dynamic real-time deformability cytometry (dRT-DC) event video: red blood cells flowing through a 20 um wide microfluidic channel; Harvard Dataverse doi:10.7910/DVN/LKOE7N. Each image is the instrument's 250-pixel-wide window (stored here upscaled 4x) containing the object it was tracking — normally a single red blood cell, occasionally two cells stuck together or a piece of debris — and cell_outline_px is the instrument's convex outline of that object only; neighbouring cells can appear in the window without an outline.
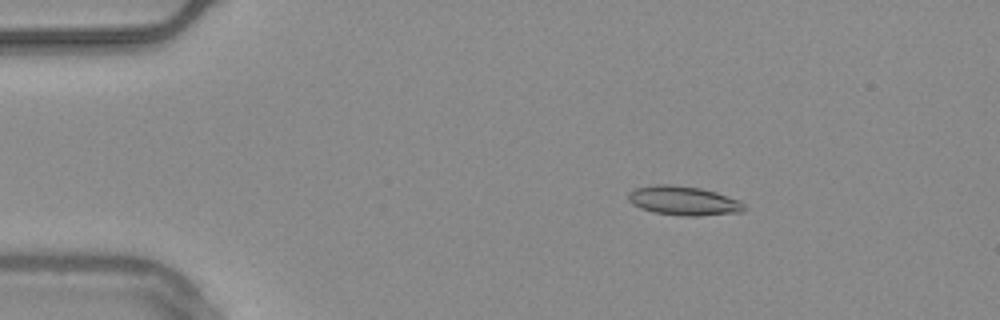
{"species": "common noctule bat (a hibernating species)", "species_latin": "Nyctalus noctula", "temperature_condition": "warm", "stored_images_in_passage": 46, "camera_frame_rate_fps": 3000, "um_per_image_px": 0.085, "animal": {"sex": "male", "body_mass_g": 20.4}, "frame": {"image": 1, "passage_image": 1, "time_ms": 0.0, "image_size_px": [1000, 320], "cell_outline_px": [[744, 212], [696, 216], [684, 216], [652, 212], [640, 208], [632, 204], [628, 200], [628, 192], [636, 188], [652, 184], [668, 184], [700, 188], [716, 192], [740, 200], [744, 204]], "centroid_in_image_um": [58.08, 17.06], "position_along_channel_um": 26.9, "area_um2": 19.83}}
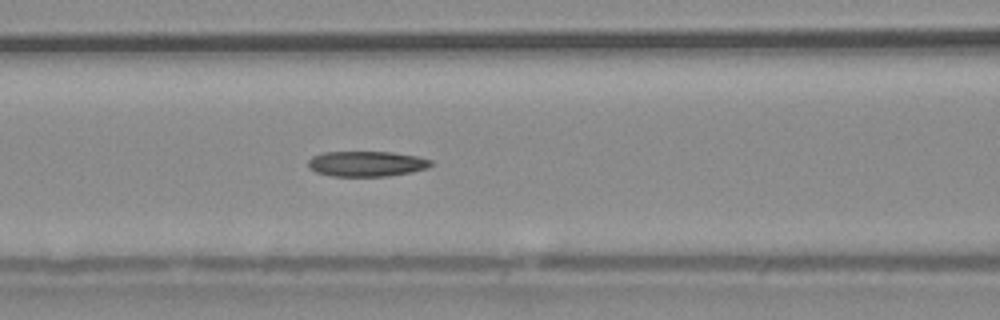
{"frame": {"image": 2, "passage_image": 15, "time_ms": 4.667, "image_size_px": [1000, 320], "cell_outline_px": [[432, 164], [428, 168], [388, 176], [332, 176], [316, 172], [308, 168], [308, 160], [312, 156], [324, 152], [392, 152], [416, 156], [432, 160]], "centroid_in_image_um": [31.13, 13.92], "position_along_channel_um": 135.5, "area_um2": 18.09}}
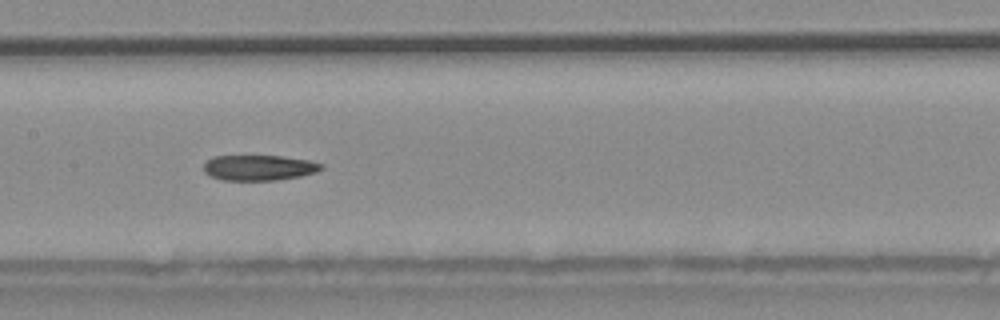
{"frame": {"image": 3, "passage_image": 19, "time_ms": 6.0, "image_size_px": [1000, 320], "cell_outline_px": [[324, 168], [316, 172], [300, 176], [276, 180], [224, 180], [212, 176], [204, 172], [204, 164], [212, 156], [280, 156], [308, 160], [324, 164]], "centroid_in_image_um": [22.03, 14.25], "position_along_channel_um": 185.4, "area_um2": 17.34}}